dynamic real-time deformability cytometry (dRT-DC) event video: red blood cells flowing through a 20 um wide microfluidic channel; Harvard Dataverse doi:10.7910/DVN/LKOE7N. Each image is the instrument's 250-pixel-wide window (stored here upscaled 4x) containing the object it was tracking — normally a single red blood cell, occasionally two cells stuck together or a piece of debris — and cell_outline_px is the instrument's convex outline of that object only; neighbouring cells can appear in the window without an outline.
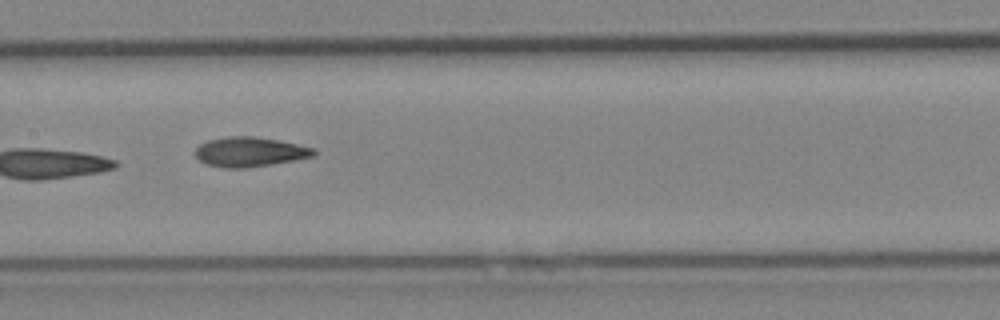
{"species": "Egyptian fruit bat (a non-hibernating species)", "species_latin": "Rousettus aegyptiacus", "temperature_condition": "cold", "stored_images_in_passage": 9, "camera_frame_rate_fps": 3000, "um_per_image_px": 0.085, "animal": {"sex": "female"}, "frame": {"image": 1, "passage_image": 7, "time_ms": 8.0, "image_size_px": [1000, 320], "cell_outline_px": [[316, 152], [312, 156], [292, 160], [244, 168], [224, 168], [208, 164], [200, 160], [196, 156], [196, 148], [200, 144], [208, 140], [228, 136], [252, 136], [280, 140], [316, 148]], "centroid_in_image_um": [21.23, 12.89], "position_along_channel_um": 186.2, "area_um2": 20.23}}
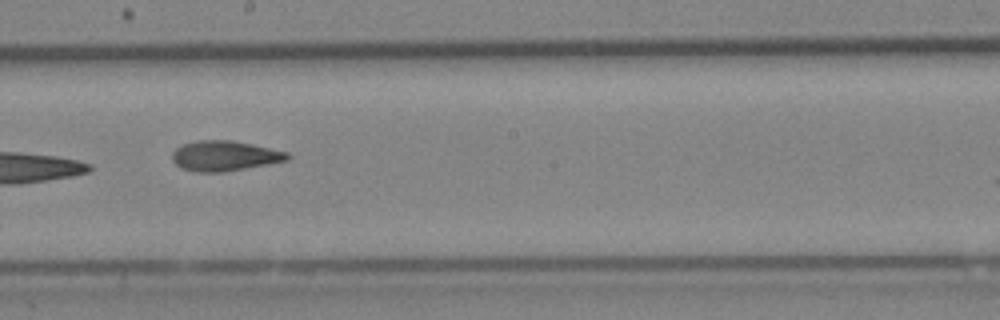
{"frame": {"image": 2, "passage_image": 8, "time_ms": 9.0, "image_size_px": [1000, 320], "cell_outline_px": [[292, 156], [288, 160], [224, 172], [196, 172], [180, 168], [172, 160], [172, 152], [176, 148], [184, 144], [196, 140], [228, 140], [288, 152]], "centroid_in_image_um": [19.05, 13.26], "position_along_channel_um": 229.1, "area_um2": 20.06}}